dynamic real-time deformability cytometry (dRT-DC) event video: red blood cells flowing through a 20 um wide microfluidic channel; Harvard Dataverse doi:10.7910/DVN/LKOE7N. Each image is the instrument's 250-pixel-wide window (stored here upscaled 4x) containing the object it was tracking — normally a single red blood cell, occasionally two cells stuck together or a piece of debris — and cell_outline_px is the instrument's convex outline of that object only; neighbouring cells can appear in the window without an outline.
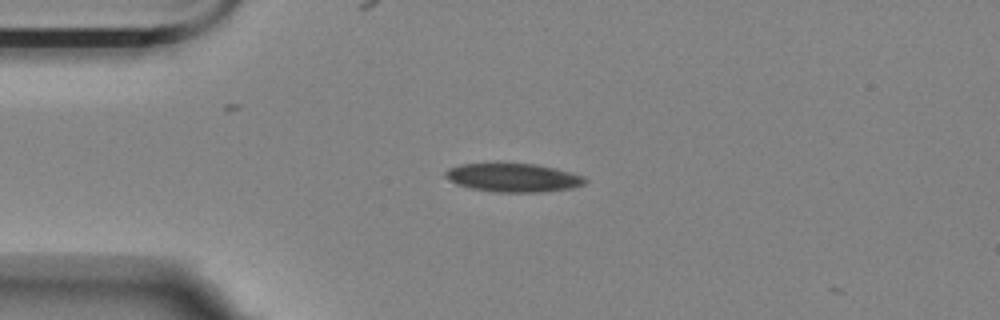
{"species": "Egyptian fruit bat (a non-hibernating species)", "species_latin": "Rousettus aegyptiacus", "temperature_condition": "room temperature", "stored_images_in_passage": 2, "camera_frame_rate_fps": 3000, "um_per_image_px": 0.085, "animal": {"sex": "female"}, "frame": {"image": 1, "passage_image": 1, "time_ms": 0.0, "image_size_px": [1000, 320], "cell_outline_px": [[588, 180], [584, 184], [572, 188], [544, 192], [492, 192], [472, 188], [456, 184], [448, 180], [444, 176], [444, 172], [448, 168], [460, 164], [536, 164], [556, 168], [584, 176]], "centroid_in_image_um": [43.62, 15.11], "position_along_channel_um": 41.4, "area_um2": 23.29}}